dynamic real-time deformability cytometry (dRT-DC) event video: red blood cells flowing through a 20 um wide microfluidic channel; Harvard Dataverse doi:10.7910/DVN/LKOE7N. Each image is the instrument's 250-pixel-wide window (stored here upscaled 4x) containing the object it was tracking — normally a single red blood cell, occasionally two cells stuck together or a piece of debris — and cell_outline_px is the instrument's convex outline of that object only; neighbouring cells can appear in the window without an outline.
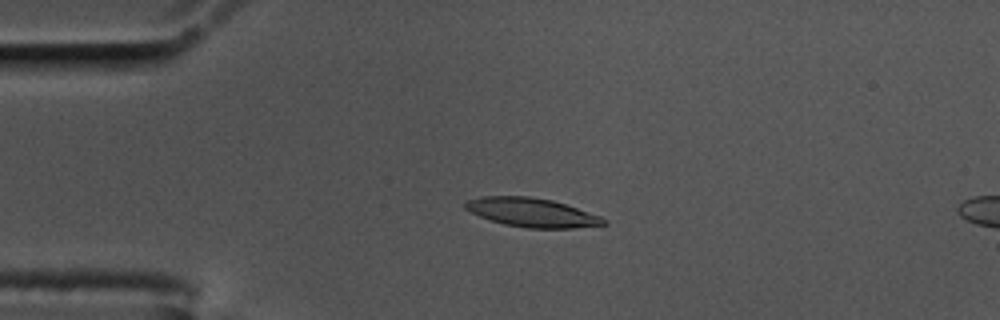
{"species": "common noctule bat (a hibernating species)", "species_latin": "Nyctalus noctula", "temperature_condition": "cold", "stored_images_in_passage": 57, "camera_frame_rate_fps": 3000, "um_per_image_px": 0.085, "animal": {"sex": "male", "body_mass_g": 17.5, "forearm_length_mm": 52.3}, "frame": {"image": 1, "passage_image": 13, "time_ms": 4.0, "image_size_px": [1000, 320], "cell_outline_px": [[608, 224], [572, 228], [528, 228], [504, 224], [480, 216], [464, 208], [464, 204], [468, 200], [480, 196], [528, 196], [552, 200], [600, 216], [608, 220]], "centroid_in_image_um": [45.21, 18.06], "position_along_channel_um": 39.8, "area_um2": 23.06}}
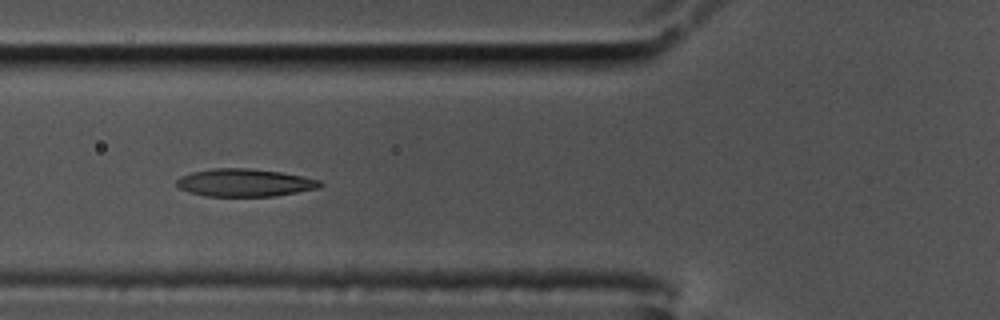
{"frame": {"image": 2, "passage_image": 21, "time_ms": 6.667, "image_size_px": [1000, 320], "cell_outline_px": [[324, 184], [320, 188], [272, 196], [208, 196], [188, 192], [180, 188], [176, 184], [176, 180], [180, 176], [192, 172], [212, 168], [248, 168], [280, 172], [320, 180]], "centroid_in_image_um": [20.78, 15.52], "position_along_channel_um": 105.0, "area_um2": 23.06}}
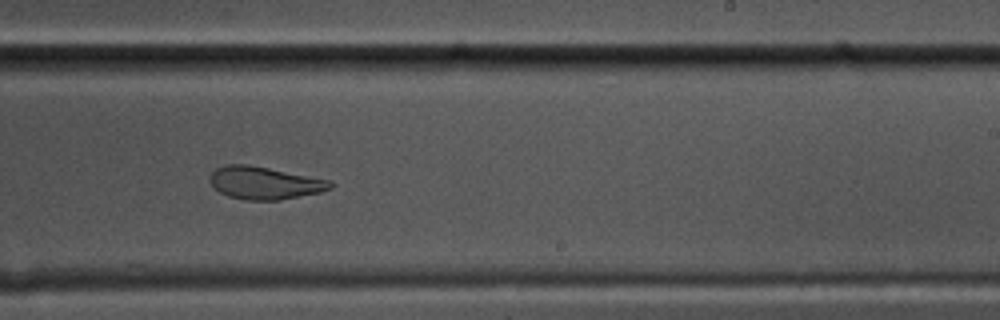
{"frame": {"image": 3, "passage_image": 35, "time_ms": 11.333, "image_size_px": [1000, 320], "cell_outline_px": [[336, 184], [332, 188], [320, 192], [280, 200], [244, 200], [228, 196], [220, 192], [208, 180], [212, 172], [216, 168], [228, 164], [244, 164], [268, 168], [328, 180]], "centroid_in_image_um": [22.48, 15.56], "position_along_channel_um": 266.5, "area_um2": 22.66}, "authors_computed_cell_mechanics": {"area_um2": 23.0622, "velocity_mm_per_s": 3.4655, "shape_relaxation_time_tau1_ms": null, "shape_relaxation_time_tau2_ms": 1.5919, "deformation_change_tau1": null, "deformation_change_tau2": 0.0797}}